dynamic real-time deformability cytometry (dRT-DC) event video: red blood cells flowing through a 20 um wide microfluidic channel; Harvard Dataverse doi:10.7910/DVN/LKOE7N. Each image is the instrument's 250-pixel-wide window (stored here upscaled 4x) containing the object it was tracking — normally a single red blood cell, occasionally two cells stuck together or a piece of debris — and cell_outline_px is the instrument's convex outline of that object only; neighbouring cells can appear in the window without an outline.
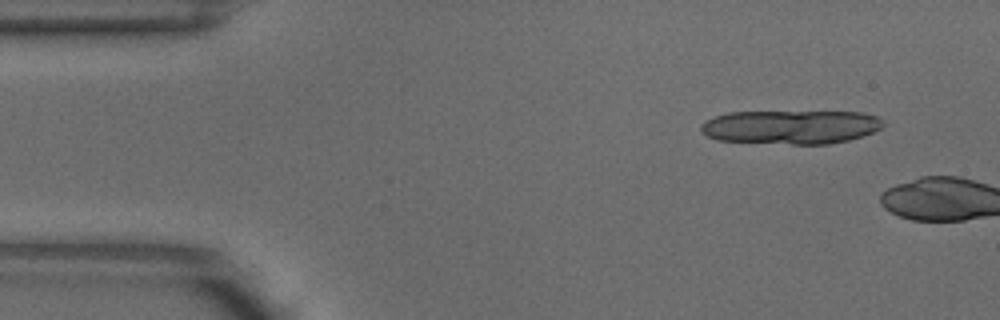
{"species": "common noctule bat (a hibernating species)", "species_latin": "Nyctalus noctula", "temperature_condition": "warm", "stored_images_in_passage": 4, "segment_of_instrument_passage": [2, 2], "camera_frame_rate_fps": 3000, "um_per_image_px": 0.085, "animal": {"sex": "male", "body_mass_g": 18.8}, "frame": {"image": 1, "passage_image": 4, "time_ms": 1.0, "image_size_px": [1000, 320], "cell_outline_px": [[884, 124], [880, 128], [872, 132], [848, 140], [828, 144], [792, 144], [716, 140], [708, 136], [700, 128], [700, 124], [704, 120], [728, 112], [864, 112], [876, 116]], "centroid_in_image_um": [67.19, 10.79], "position_along_channel_um": 17.8, "area_um2": 35.78}}